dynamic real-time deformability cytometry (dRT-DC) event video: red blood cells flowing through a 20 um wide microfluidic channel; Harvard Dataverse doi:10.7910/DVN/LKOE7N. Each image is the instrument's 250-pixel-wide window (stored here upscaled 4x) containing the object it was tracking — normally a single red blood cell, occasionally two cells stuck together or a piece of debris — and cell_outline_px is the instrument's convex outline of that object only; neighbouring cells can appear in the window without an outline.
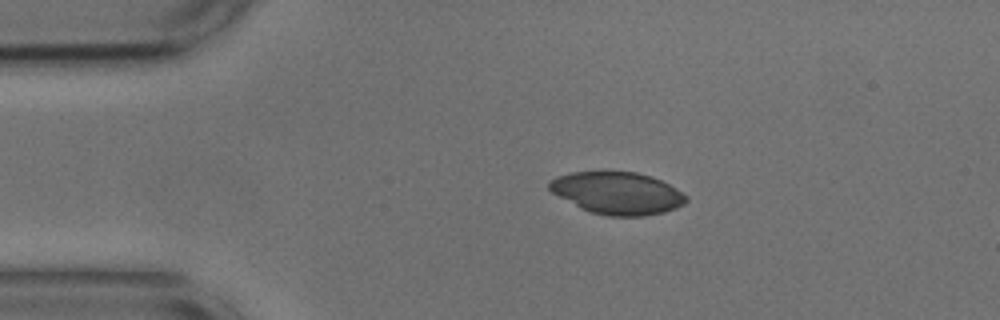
{"species": "common noctule bat (a hibernating species)", "species_latin": "Nyctalus noctula", "temperature_condition": "cold", "stored_images_in_passage": 7, "camera_frame_rate_fps": 3000, "um_per_image_px": 0.085, "animal": {"sex": "male", "body_mass_g": 17.9, "forearm_length_mm": 54.2}, "frame": {"image": 1, "passage_image": 1, "time_ms": 0.0, "image_size_px": [1000, 320], "cell_outline_px": [[688, 200], [684, 204], [676, 208], [664, 212], [644, 216], [608, 216], [592, 212], [580, 208], [552, 192], [548, 188], [548, 180], [556, 176], [572, 172], [636, 172], [652, 176], [676, 188], [688, 196]], "centroid_in_image_um": [52.48, 16.41], "position_along_channel_um": 32.5, "area_um2": 33.7}}